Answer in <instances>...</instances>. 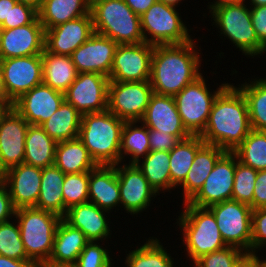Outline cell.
I'll use <instances>...</instances> for the list:
<instances>
[{
    "label": "cell",
    "mask_w": 266,
    "mask_h": 267,
    "mask_svg": "<svg viewBox=\"0 0 266 267\" xmlns=\"http://www.w3.org/2000/svg\"><path fill=\"white\" fill-rule=\"evenodd\" d=\"M251 130L246 99L238 88L228 84L215 98L200 136L206 144L233 152Z\"/></svg>",
    "instance_id": "6da1fadb"
},
{
    "label": "cell",
    "mask_w": 266,
    "mask_h": 267,
    "mask_svg": "<svg viewBox=\"0 0 266 267\" xmlns=\"http://www.w3.org/2000/svg\"><path fill=\"white\" fill-rule=\"evenodd\" d=\"M194 47L193 40L154 46L150 77L154 93L174 96L201 76L200 55Z\"/></svg>",
    "instance_id": "7a4b0ae2"
},
{
    "label": "cell",
    "mask_w": 266,
    "mask_h": 267,
    "mask_svg": "<svg viewBox=\"0 0 266 267\" xmlns=\"http://www.w3.org/2000/svg\"><path fill=\"white\" fill-rule=\"evenodd\" d=\"M125 121L109 110L82 115L78 138L97 165L120 163L121 133Z\"/></svg>",
    "instance_id": "3957f363"
},
{
    "label": "cell",
    "mask_w": 266,
    "mask_h": 267,
    "mask_svg": "<svg viewBox=\"0 0 266 267\" xmlns=\"http://www.w3.org/2000/svg\"><path fill=\"white\" fill-rule=\"evenodd\" d=\"M90 12L94 32L107 36L118 45L144 42L140 16L124 0H91Z\"/></svg>",
    "instance_id": "277c9868"
},
{
    "label": "cell",
    "mask_w": 266,
    "mask_h": 267,
    "mask_svg": "<svg viewBox=\"0 0 266 267\" xmlns=\"http://www.w3.org/2000/svg\"><path fill=\"white\" fill-rule=\"evenodd\" d=\"M15 218L27 257L35 264H45L51 254L59 215L35 207L16 209Z\"/></svg>",
    "instance_id": "5b68a950"
},
{
    "label": "cell",
    "mask_w": 266,
    "mask_h": 267,
    "mask_svg": "<svg viewBox=\"0 0 266 267\" xmlns=\"http://www.w3.org/2000/svg\"><path fill=\"white\" fill-rule=\"evenodd\" d=\"M179 216V225L183 230V242L193 263L201 256L226 247L215 216L208 207H198L188 202Z\"/></svg>",
    "instance_id": "8992f818"
},
{
    "label": "cell",
    "mask_w": 266,
    "mask_h": 267,
    "mask_svg": "<svg viewBox=\"0 0 266 267\" xmlns=\"http://www.w3.org/2000/svg\"><path fill=\"white\" fill-rule=\"evenodd\" d=\"M227 85L228 83L222 84L211 94L201 75L173 96L183 126L191 135H200L204 131L212 104Z\"/></svg>",
    "instance_id": "52a82bcc"
},
{
    "label": "cell",
    "mask_w": 266,
    "mask_h": 267,
    "mask_svg": "<svg viewBox=\"0 0 266 267\" xmlns=\"http://www.w3.org/2000/svg\"><path fill=\"white\" fill-rule=\"evenodd\" d=\"M213 20L220 27L221 34L228 37L245 55H259L266 48L259 42L251 21L250 9L242 3L213 9Z\"/></svg>",
    "instance_id": "ba28073f"
},
{
    "label": "cell",
    "mask_w": 266,
    "mask_h": 267,
    "mask_svg": "<svg viewBox=\"0 0 266 267\" xmlns=\"http://www.w3.org/2000/svg\"><path fill=\"white\" fill-rule=\"evenodd\" d=\"M140 22L144 42L148 44L154 46L182 44L192 40L175 7L161 1L157 0L143 13ZM147 34L151 38H148Z\"/></svg>",
    "instance_id": "9c48e42d"
},
{
    "label": "cell",
    "mask_w": 266,
    "mask_h": 267,
    "mask_svg": "<svg viewBox=\"0 0 266 267\" xmlns=\"http://www.w3.org/2000/svg\"><path fill=\"white\" fill-rule=\"evenodd\" d=\"M215 216L221 236L227 246L251 254L252 208L250 205L227 200L208 207Z\"/></svg>",
    "instance_id": "30bf717a"
},
{
    "label": "cell",
    "mask_w": 266,
    "mask_h": 267,
    "mask_svg": "<svg viewBox=\"0 0 266 267\" xmlns=\"http://www.w3.org/2000/svg\"><path fill=\"white\" fill-rule=\"evenodd\" d=\"M148 81H109L108 110L124 121L140 122L153 94Z\"/></svg>",
    "instance_id": "8fae6325"
},
{
    "label": "cell",
    "mask_w": 266,
    "mask_h": 267,
    "mask_svg": "<svg viewBox=\"0 0 266 267\" xmlns=\"http://www.w3.org/2000/svg\"><path fill=\"white\" fill-rule=\"evenodd\" d=\"M109 77L97 73H78L64 92V99L82 115L108 110Z\"/></svg>",
    "instance_id": "7c38bea8"
},
{
    "label": "cell",
    "mask_w": 266,
    "mask_h": 267,
    "mask_svg": "<svg viewBox=\"0 0 266 267\" xmlns=\"http://www.w3.org/2000/svg\"><path fill=\"white\" fill-rule=\"evenodd\" d=\"M154 45L146 42L117 45L110 81H148L151 77V58Z\"/></svg>",
    "instance_id": "4fadbf2b"
},
{
    "label": "cell",
    "mask_w": 266,
    "mask_h": 267,
    "mask_svg": "<svg viewBox=\"0 0 266 267\" xmlns=\"http://www.w3.org/2000/svg\"><path fill=\"white\" fill-rule=\"evenodd\" d=\"M236 154L226 151L217 161L199 192L188 202L198 207L231 200L236 167Z\"/></svg>",
    "instance_id": "5bb4252c"
},
{
    "label": "cell",
    "mask_w": 266,
    "mask_h": 267,
    "mask_svg": "<svg viewBox=\"0 0 266 267\" xmlns=\"http://www.w3.org/2000/svg\"><path fill=\"white\" fill-rule=\"evenodd\" d=\"M0 66L6 91L13 101L42 83L41 55L2 59Z\"/></svg>",
    "instance_id": "9a60e30c"
},
{
    "label": "cell",
    "mask_w": 266,
    "mask_h": 267,
    "mask_svg": "<svg viewBox=\"0 0 266 267\" xmlns=\"http://www.w3.org/2000/svg\"><path fill=\"white\" fill-rule=\"evenodd\" d=\"M29 123L14 107L0 116V159L7 170L24 163L25 140Z\"/></svg>",
    "instance_id": "2e32d148"
},
{
    "label": "cell",
    "mask_w": 266,
    "mask_h": 267,
    "mask_svg": "<svg viewBox=\"0 0 266 267\" xmlns=\"http://www.w3.org/2000/svg\"><path fill=\"white\" fill-rule=\"evenodd\" d=\"M117 43L112 39L94 32L71 55L78 73H97L110 76Z\"/></svg>",
    "instance_id": "e0dca14e"
},
{
    "label": "cell",
    "mask_w": 266,
    "mask_h": 267,
    "mask_svg": "<svg viewBox=\"0 0 266 267\" xmlns=\"http://www.w3.org/2000/svg\"><path fill=\"white\" fill-rule=\"evenodd\" d=\"M94 33L91 12L45 30L44 49L57 55L72 53Z\"/></svg>",
    "instance_id": "ac0fdd59"
},
{
    "label": "cell",
    "mask_w": 266,
    "mask_h": 267,
    "mask_svg": "<svg viewBox=\"0 0 266 267\" xmlns=\"http://www.w3.org/2000/svg\"><path fill=\"white\" fill-rule=\"evenodd\" d=\"M44 41L45 30L38 17L28 25L3 29L0 60L41 55L44 50Z\"/></svg>",
    "instance_id": "d6986e66"
},
{
    "label": "cell",
    "mask_w": 266,
    "mask_h": 267,
    "mask_svg": "<svg viewBox=\"0 0 266 267\" xmlns=\"http://www.w3.org/2000/svg\"><path fill=\"white\" fill-rule=\"evenodd\" d=\"M64 93L43 83L22 94L13 107L29 124L41 125L64 101Z\"/></svg>",
    "instance_id": "ffe728a7"
},
{
    "label": "cell",
    "mask_w": 266,
    "mask_h": 267,
    "mask_svg": "<svg viewBox=\"0 0 266 267\" xmlns=\"http://www.w3.org/2000/svg\"><path fill=\"white\" fill-rule=\"evenodd\" d=\"M120 167L116 168L120 203L131 214L142 212L149 206L151 197L156 196L157 192L149 185L148 180L135 164Z\"/></svg>",
    "instance_id": "44dd1931"
},
{
    "label": "cell",
    "mask_w": 266,
    "mask_h": 267,
    "mask_svg": "<svg viewBox=\"0 0 266 267\" xmlns=\"http://www.w3.org/2000/svg\"><path fill=\"white\" fill-rule=\"evenodd\" d=\"M140 122L148 129L175 135L180 141L191 134L183 126L173 96L153 93Z\"/></svg>",
    "instance_id": "7402d4cb"
},
{
    "label": "cell",
    "mask_w": 266,
    "mask_h": 267,
    "mask_svg": "<svg viewBox=\"0 0 266 267\" xmlns=\"http://www.w3.org/2000/svg\"><path fill=\"white\" fill-rule=\"evenodd\" d=\"M41 175L42 168L26 163L7 169L4 183L16 209L36 206L40 194Z\"/></svg>",
    "instance_id": "603a6c76"
},
{
    "label": "cell",
    "mask_w": 266,
    "mask_h": 267,
    "mask_svg": "<svg viewBox=\"0 0 266 267\" xmlns=\"http://www.w3.org/2000/svg\"><path fill=\"white\" fill-rule=\"evenodd\" d=\"M116 165H97L89 172V199L100 209L110 211L120 203Z\"/></svg>",
    "instance_id": "cb8c5ba5"
},
{
    "label": "cell",
    "mask_w": 266,
    "mask_h": 267,
    "mask_svg": "<svg viewBox=\"0 0 266 267\" xmlns=\"http://www.w3.org/2000/svg\"><path fill=\"white\" fill-rule=\"evenodd\" d=\"M88 242L80 229L72 227L62 218L56 228L50 257L45 264L49 266L76 264L78 256Z\"/></svg>",
    "instance_id": "d4e9b609"
},
{
    "label": "cell",
    "mask_w": 266,
    "mask_h": 267,
    "mask_svg": "<svg viewBox=\"0 0 266 267\" xmlns=\"http://www.w3.org/2000/svg\"><path fill=\"white\" fill-rule=\"evenodd\" d=\"M105 212L108 211L88 201L70 207L63 219L72 227L80 229L88 241L97 242L110 235Z\"/></svg>",
    "instance_id": "484cf974"
},
{
    "label": "cell",
    "mask_w": 266,
    "mask_h": 267,
    "mask_svg": "<svg viewBox=\"0 0 266 267\" xmlns=\"http://www.w3.org/2000/svg\"><path fill=\"white\" fill-rule=\"evenodd\" d=\"M225 152L218 146L206 143L196 152L191 168L180 184L183 186L184 203L189 202L199 192L218 159Z\"/></svg>",
    "instance_id": "4316f807"
},
{
    "label": "cell",
    "mask_w": 266,
    "mask_h": 267,
    "mask_svg": "<svg viewBox=\"0 0 266 267\" xmlns=\"http://www.w3.org/2000/svg\"><path fill=\"white\" fill-rule=\"evenodd\" d=\"M91 0H44L38 18L44 30L90 13Z\"/></svg>",
    "instance_id": "83f0119b"
},
{
    "label": "cell",
    "mask_w": 266,
    "mask_h": 267,
    "mask_svg": "<svg viewBox=\"0 0 266 267\" xmlns=\"http://www.w3.org/2000/svg\"><path fill=\"white\" fill-rule=\"evenodd\" d=\"M41 57L42 83L64 93L78 75L71 56L57 55L44 49Z\"/></svg>",
    "instance_id": "f1b7e54d"
},
{
    "label": "cell",
    "mask_w": 266,
    "mask_h": 267,
    "mask_svg": "<svg viewBox=\"0 0 266 267\" xmlns=\"http://www.w3.org/2000/svg\"><path fill=\"white\" fill-rule=\"evenodd\" d=\"M65 174L55 165L42 168L40 194L35 208L65 216L62 185Z\"/></svg>",
    "instance_id": "f546056e"
},
{
    "label": "cell",
    "mask_w": 266,
    "mask_h": 267,
    "mask_svg": "<svg viewBox=\"0 0 266 267\" xmlns=\"http://www.w3.org/2000/svg\"><path fill=\"white\" fill-rule=\"evenodd\" d=\"M54 164L64 174L90 172L97 166L78 137L57 143Z\"/></svg>",
    "instance_id": "4dcf8cb0"
},
{
    "label": "cell",
    "mask_w": 266,
    "mask_h": 267,
    "mask_svg": "<svg viewBox=\"0 0 266 267\" xmlns=\"http://www.w3.org/2000/svg\"><path fill=\"white\" fill-rule=\"evenodd\" d=\"M57 142L40 125L30 124L25 140L24 163L45 168L55 162Z\"/></svg>",
    "instance_id": "1f68e13d"
},
{
    "label": "cell",
    "mask_w": 266,
    "mask_h": 267,
    "mask_svg": "<svg viewBox=\"0 0 266 267\" xmlns=\"http://www.w3.org/2000/svg\"><path fill=\"white\" fill-rule=\"evenodd\" d=\"M82 114L65 100L40 126L57 143L75 139L79 135Z\"/></svg>",
    "instance_id": "d6a6232c"
},
{
    "label": "cell",
    "mask_w": 266,
    "mask_h": 267,
    "mask_svg": "<svg viewBox=\"0 0 266 267\" xmlns=\"http://www.w3.org/2000/svg\"><path fill=\"white\" fill-rule=\"evenodd\" d=\"M205 144L200 135L181 140L169 151L171 189L180 185L191 168L196 152Z\"/></svg>",
    "instance_id": "836d02e7"
},
{
    "label": "cell",
    "mask_w": 266,
    "mask_h": 267,
    "mask_svg": "<svg viewBox=\"0 0 266 267\" xmlns=\"http://www.w3.org/2000/svg\"><path fill=\"white\" fill-rule=\"evenodd\" d=\"M135 165L158 194L161 189H171L169 152L150 151L144 157L142 165L139 162Z\"/></svg>",
    "instance_id": "e575fe53"
},
{
    "label": "cell",
    "mask_w": 266,
    "mask_h": 267,
    "mask_svg": "<svg viewBox=\"0 0 266 267\" xmlns=\"http://www.w3.org/2000/svg\"><path fill=\"white\" fill-rule=\"evenodd\" d=\"M246 83L237 88L246 99L251 129L266 131V79Z\"/></svg>",
    "instance_id": "d590c367"
},
{
    "label": "cell",
    "mask_w": 266,
    "mask_h": 267,
    "mask_svg": "<svg viewBox=\"0 0 266 267\" xmlns=\"http://www.w3.org/2000/svg\"><path fill=\"white\" fill-rule=\"evenodd\" d=\"M137 121H125L121 133L120 163L124 158L123 154L131 156L130 164L140 162L150 152L149 129L142 124V127L134 126Z\"/></svg>",
    "instance_id": "8d00e7d4"
},
{
    "label": "cell",
    "mask_w": 266,
    "mask_h": 267,
    "mask_svg": "<svg viewBox=\"0 0 266 267\" xmlns=\"http://www.w3.org/2000/svg\"><path fill=\"white\" fill-rule=\"evenodd\" d=\"M233 152L242 164L256 171L266 170V131L251 130Z\"/></svg>",
    "instance_id": "74e56055"
},
{
    "label": "cell",
    "mask_w": 266,
    "mask_h": 267,
    "mask_svg": "<svg viewBox=\"0 0 266 267\" xmlns=\"http://www.w3.org/2000/svg\"><path fill=\"white\" fill-rule=\"evenodd\" d=\"M127 267H173V258L156 238L133 250L126 257Z\"/></svg>",
    "instance_id": "f35d334b"
},
{
    "label": "cell",
    "mask_w": 266,
    "mask_h": 267,
    "mask_svg": "<svg viewBox=\"0 0 266 267\" xmlns=\"http://www.w3.org/2000/svg\"><path fill=\"white\" fill-rule=\"evenodd\" d=\"M88 184L89 172L65 174L62 185L65 215L70 207L88 202Z\"/></svg>",
    "instance_id": "ab89813d"
},
{
    "label": "cell",
    "mask_w": 266,
    "mask_h": 267,
    "mask_svg": "<svg viewBox=\"0 0 266 267\" xmlns=\"http://www.w3.org/2000/svg\"><path fill=\"white\" fill-rule=\"evenodd\" d=\"M256 177L257 171L239 162L236 156L234 185L231 200L248 204L253 210V194Z\"/></svg>",
    "instance_id": "60d3db41"
},
{
    "label": "cell",
    "mask_w": 266,
    "mask_h": 267,
    "mask_svg": "<svg viewBox=\"0 0 266 267\" xmlns=\"http://www.w3.org/2000/svg\"><path fill=\"white\" fill-rule=\"evenodd\" d=\"M0 255L16 260H30L20 237L19 225L10 221L0 224Z\"/></svg>",
    "instance_id": "b9f144b4"
},
{
    "label": "cell",
    "mask_w": 266,
    "mask_h": 267,
    "mask_svg": "<svg viewBox=\"0 0 266 267\" xmlns=\"http://www.w3.org/2000/svg\"><path fill=\"white\" fill-rule=\"evenodd\" d=\"M247 255L241 249L226 246L215 252L201 256L194 262L195 267H236Z\"/></svg>",
    "instance_id": "7bdbcfd3"
},
{
    "label": "cell",
    "mask_w": 266,
    "mask_h": 267,
    "mask_svg": "<svg viewBox=\"0 0 266 267\" xmlns=\"http://www.w3.org/2000/svg\"><path fill=\"white\" fill-rule=\"evenodd\" d=\"M95 241H89L78 256L77 267H111V258L107 252Z\"/></svg>",
    "instance_id": "ee69618b"
},
{
    "label": "cell",
    "mask_w": 266,
    "mask_h": 267,
    "mask_svg": "<svg viewBox=\"0 0 266 267\" xmlns=\"http://www.w3.org/2000/svg\"><path fill=\"white\" fill-rule=\"evenodd\" d=\"M38 17V10L33 6L17 2L9 13V23H2L3 29H11L28 25Z\"/></svg>",
    "instance_id": "f6af8a7d"
},
{
    "label": "cell",
    "mask_w": 266,
    "mask_h": 267,
    "mask_svg": "<svg viewBox=\"0 0 266 267\" xmlns=\"http://www.w3.org/2000/svg\"><path fill=\"white\" fill-rule=\"evenodd\" d=\"M251 254L266 244V208L252 210Z\"/></svg>",
    "instance_id": "bcb514c9"
},
{
    "label": "cell",
    "mask_w": 266,
    "mask_h": 267,
    "mask_svg": "<svg viewBox=\"0 0 266 267\" xmlns=\"http://www.w3.org/2000/svg\"><path fill=\"white\" fill-rule=\"evenodd\" d=\"M180 140L175 136L162 131L149 129L150 151H167L174 148Z\"/></svg>",
    "instance_id": "7dc6e473"
},
{
    "label": "cell",
    "mask_w": 266,
    "mask_h": 267,
    "mask_svg": "<svg viewBox=\"0 0 266 267\" xmlns=\"http://www.w3.org/2000/svg\"><path fill=\"white\" fill-rule=\"evenodd\" d=\"M250 13L258 40L266 48V5L252 7Z\"/></svg>",
    "instance_id": "c3c4849f"
},
{
    "label": "cell",
    "mask_w": 266,
    "mask_h": 267,
    "mask_svg": "<svg viewBox=\"0 0 266 267\" xmlns=\"http://www.w3.org/2000/svg\"><path fill=\"white\" fill-rule=\"evenodd\" d=\"M16 208L13 205L9 190L4 182H0V224L15 216Z\"/></svg>",
    "instance_id": "681fc988"
},
{
    "label": "cell",
    "mask_w": 266,
    "mask_h": 267,
    "mask_svg": "<svg viewBox=\"0 0 266 267\" xmlns=\"http://www.w3.org/2000/svg\"><path fill=\"white\" fill-rule=\"evenodd\" d=\"M253 194V210L266 208V170L257 171Z\"/></svg>",
    "instance_id": "f907efd6"
},
{
    "label": "cell",
    "mask_w": 266,
    "mask_h": 267,
    "mask_svg": "<svg viewBox=\"0 0 266 267\" xmlns=\"http://www.w3.org/2000/svg\"><path fill=\"white\" fill-rule=\"evenodd\" d=\"M157 0H124L131 10L141 16L145 13Z\"/></svg>",
    "instance_id": "816d5d0a"
},
{
    "label": "cell",
    "mask_w": 266,
    "mask_h": 267,
    "mask_svg": "<svg viewBox=\"0 0 266 267\" xmlns=\"http://www.w3.org/2000/svg\"><path fill=\"white\" fill-rule=\"evenodd\" d=\"M32 260H16L0 255V267H34Z\"/></svg>",
    "instance_id": "f5cc1de1"
},
{
    "label": "cell",
    "mask_w": 266,
    "mask_h": 267,
    "mask_svg": "<svg viewBox=\"0 0 266 267\" xmlns=\"http://www.w3.org/2000/svg\"><path fill=\"white\" fill-rule=\"evenodd\" d=\"M17 3V0H0V24L9 23L10 8Z\"/></svg>",
    "instance_id": "db71d44e"
},
{
    "label": "cell",
    "mask_w": 266,
    "mask_h": 267,
    "mask_svg": "<svg viewBox=\"0 0 266 267\" xmlns=\"http://www.w3.org/2000/svg\"><path fill=\"white\" fill-rule=\"evenodd\" d=\"M0 104L5 106L6 108H12L14 105V101L8 96V93L6 91L1 66H0Z\"/></svg>",
    "instance_id": "11a10c76"
},
{
    "label": "cell",
    "mask_w": 266,
    "mask_h": 267,
    "mask_svg": "<svg viewBox=\"0 0 266 267\" xmlns=\"http://www.w3.org/2000/svg\"><path fill=\"white\" fill-rule=\"evenodd\" d=\"M236 267H264L257 254H247Z\"/></svg>",
    "instance_id": "9f6ffc18"
},
{
    "label": "cell",
    "mask_w": 266,
    "mask_h": 267,
    "mask_svg": "<svg viewBox=\"0 0 266 267\" xmlns=\"http://www.w3.org/2000/svg\"><path fill=\"white\" fill-rule=\"evenodd\" d=\"M244 1L245 0H217L212 5H210L209 9L211 12L215 8H219V7L225 6V5L238 4V3H242Z\"/></svg>",
    "instance_id": "6f0895ef"
},
{
    "label": "cell",
    "mask_w": 266,
    "mask_h": 267,
    "mask_svg": "<svg viewBox=\"0 0 266 267\" xmlns=\"http://www.w3.org/2000/svg\"><path fill=\"white\" fill-rule=\"evenodd\" d=\"M44 0H17L19 3H25L33 6L35 9L39 10L43 4Z\"/></svg>",
    "instance_id": "680465c9"
},
{
    "label": "cell",
    "mask_w": 266,
    "mask_h": 267,
    "mask_svg": "<svg viewBox=\"0 0 266 267\" xmlns=\"http://www.w3.org/2000/svg\"><path fill=\"white\" fill-rule=\"evenodd\" d=\"M6 169L4 168V166L1 163V159H0V182H4L5 178H6Z\"/></svg>",
    "instance_id": "91938a15"
},
{
    "label": "cell",
    "mask_w": 266,
    "mask_h": 267,
    "mask_svg": "<svg viewBox=\"0 0 266 267\" xmlns=\"http://www.w3.org/2000/svg\"><path fill=\"white\" fill-rule=\"evenodd\" d=\"M161 1L162 3L167 4L168 6L176 7V5L181 1V0H158Z\"/></svg>",
    "instance_id": "94428289"
},
{
    "label": "cell",
    "mask_w": 266,
    "mask_h": 267,
    "mask_svg": "<svg viewBox=\"0 0 266 267\" xmlns=\"http://www.w3.org/2000/svg\"><path fill=\"white\" fill-rule=\"evenodd\" d=\"M251 2L252 7L266 5V0H251Z\"/></svg>",
    "instance_id": "6125c7cd"
},
{
    "label": "cell",
    "mask_w": 266,
    "mask_h": 267,
    "mask_svg": "<svg viewBox=\"0 0 266 267\" xmlns=\"http://www.w3.org/2000/svg\"><path fill=\"white\" fill-rule=\"evenodd\" d=\"M52 267H77L75 264L70 265H58V266H52Z\"/></svg>",
    "instance_id": "be15d7a7"
},
{
    "label": "cell",
    "mask_w": 266,
    "mask_h": 267,
    "mask_svg": "<svg viewBox=\"0 0 266 267\" xmlns=\"http://www.w3.org/2000/svg\"><path fill=\"white\" fill-rule=\"evenodd\" d=\"M34 267H52V266H49V265H46V264H35Z\"/></svg>",
    "instance_id": "e7e4bbea"
},
{
    "label": "cell",
    "mask_w": 266,
    "mask_h": 267,
    "mask_svg": "<svg viewBox=\"0 0 266 267\" xmlns=\"http://www.w3.org/2000/svg\"><path fill=\"white\" fill-rule=\"evenodd\" d=\"M6 107L0 104V116L5 111Z\"/></svg>",
    "instance_id": "03108f58"
},
{
    "label": "cell",
    "mask_w": 266,
    "mask_h": 267,
    "mask_svg": "<svg viewBox=\"0 0 266 267\" xmlns=\"http://www.w3.org/2000/svg\"><path fill=\"white\" fill-rule=\"evenodd\" d=\"M2 33H3V27L0 24V46H1Z\"/></svg>",
    "instance_id": "003e7915"
},
{
    "label": "cell",
    "mask_w": 266,
    "mask_h": 267,
    "mask_svg": "<svg viewBox=\"0 0 266 267\" xmlns=\"http://www.w3.org/2000/svg\"><path fill=\"white\" fill-rule=\"evenodd\" d=\"M263 266L266 267V260L262 261Z\"/></svg>",
    "instance_id": "a7ac6f4b"
}]
</instances>
